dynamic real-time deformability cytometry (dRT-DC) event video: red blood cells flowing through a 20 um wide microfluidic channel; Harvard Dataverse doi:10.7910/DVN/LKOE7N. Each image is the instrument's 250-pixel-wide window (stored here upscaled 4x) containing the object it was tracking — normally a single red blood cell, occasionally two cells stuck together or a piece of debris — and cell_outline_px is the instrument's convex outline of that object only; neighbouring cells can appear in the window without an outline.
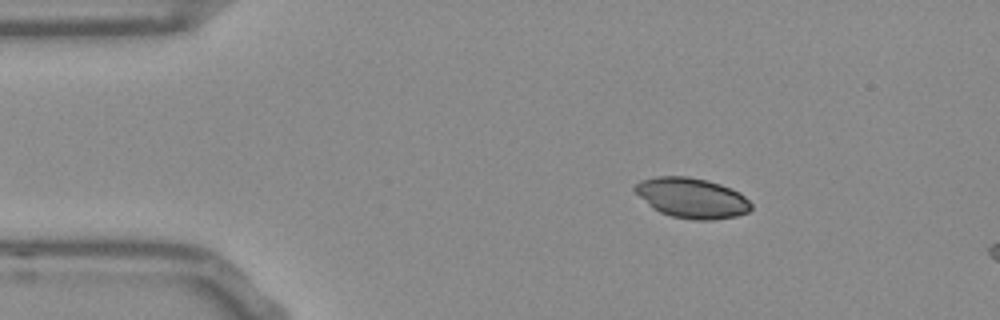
{"species": "Egyptian fruit bat (a non-hibernating species)", "species_latin": "Rousettus aegyptiacus", "temperature_condition": "room temperature", "stored_images_in_passage": 7, "camera_frame_rate_fps": 3000, "um_per_image_px": 0.085, "frame": {"image": 1, "passage_image": 1, "time_ms": 0.0, "image_size_px": [1000, 320], "cell_outline_px": [[752, 208], [748, 212], [736, 216], [712, 220], [696, 220], [672, 216], [660, 212], [652, 208], [632, 188], [640, 180], [656, 176], [688, 176], [708, 180], [732, 188], [740, 192], [752, 204]], "centroid_in_image_um": [58.82, 16.81], "position_along_channel_um": 26.2, "area_um2": 27.28}}